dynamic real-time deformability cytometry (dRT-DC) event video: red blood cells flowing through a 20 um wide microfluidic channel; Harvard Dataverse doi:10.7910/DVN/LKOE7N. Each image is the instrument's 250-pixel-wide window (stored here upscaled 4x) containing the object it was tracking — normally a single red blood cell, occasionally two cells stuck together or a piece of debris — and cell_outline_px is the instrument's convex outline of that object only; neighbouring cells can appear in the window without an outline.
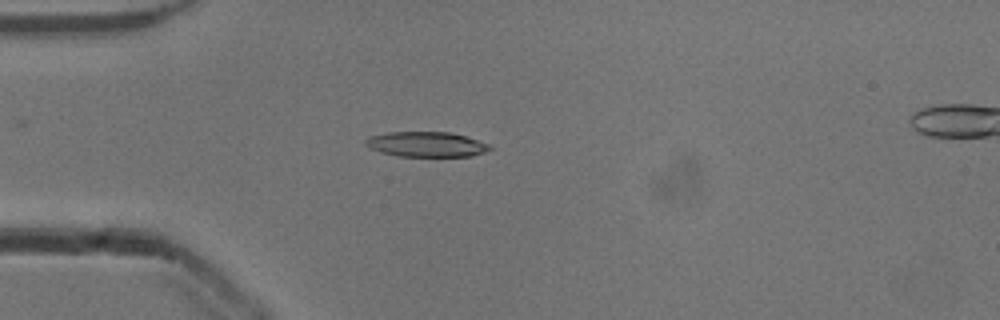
{"species": "common noctule bat (a hibernating species)", "species_latin": "Nyctalus noctula", "temperature_condition": "cold", "stored_images_in_passage": 50, "camera_frame_rate_fps": 3000, "um_per_image_px": 0.085, "animal": {"sex": "male", "body_mass_g": 13.3}, "frame": {"image": 1, "passage_image": 12, "time_ms": 3.667, "image_size_px": [1000, 320], "cell_outline_px": [[492, 148], [484, 152], [472, 156], [396, 156], [380, 152], [364, 144], [364, 140], [368, 136], [388, 132], [448, 132], [464, 136], [488, 144]], "centroid_in_image_um": [36.18, 12.26], "position_along_channel_um": 48.8, "area_um2": 18.03}}
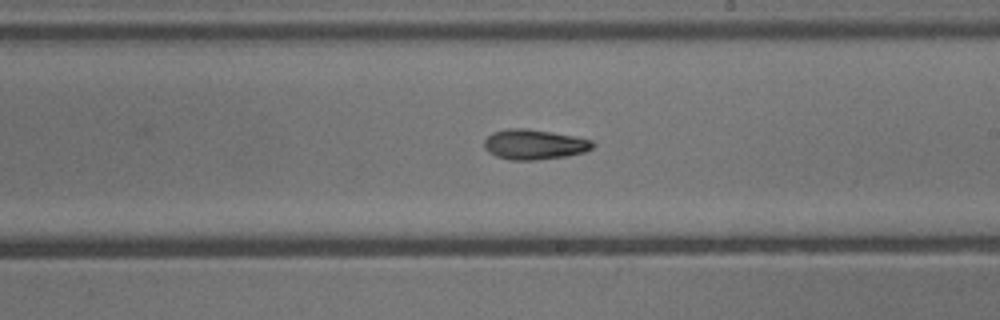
{"frame": {"image": 2, "passage_image": 28, "time_ms": 9.0, "image_size_px": [1000, 320], "cell_outline_px": [[596, 144], [592, 148], [584, 152], [568, 156], [536, 160], [512, 160], [496, 156], [488, 152], [484, 148], [484, 140], [492, 132], [508, 128], [524, 128], [552, 132], [592, 140]], "centroid_in_image_um": [45.4, 12.28], "position_along_channel_um": 243.6, "area_um2": 19.07}}
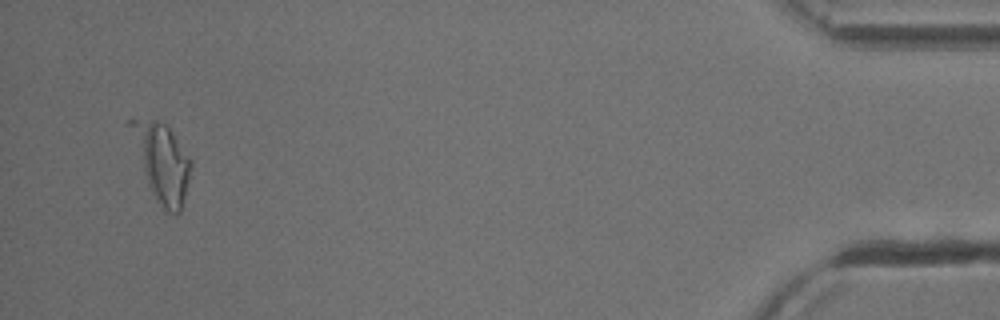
{"frame": {"image": 3, "passage_image": 48, "time_ms": 15.667, "image_size_px": [1000, 320], "cell_outline_px": [[192, 168], [180, 212], [176, 216], [168, 212], [164, 208], [148, 184], [128, 124], [128, 120], [132, 116], [156, 120], [168, 124], [192, 160]], "centroid_in_image_um": [13.79, 13.7], "position_along_channel_um": 421.4, "area_um2": 26.93}, "authors_computed_cell_mechanics": {"area_um2": 18.8428, "velocity_mm_per_s": 3.9042, "shape_relaxation_time_tau1_ms": 7.0885, "shape_relaxation_time_tau2_ms": null, "deformation_change_tau1": 0.2186, "deformation_change_tau2": null}}